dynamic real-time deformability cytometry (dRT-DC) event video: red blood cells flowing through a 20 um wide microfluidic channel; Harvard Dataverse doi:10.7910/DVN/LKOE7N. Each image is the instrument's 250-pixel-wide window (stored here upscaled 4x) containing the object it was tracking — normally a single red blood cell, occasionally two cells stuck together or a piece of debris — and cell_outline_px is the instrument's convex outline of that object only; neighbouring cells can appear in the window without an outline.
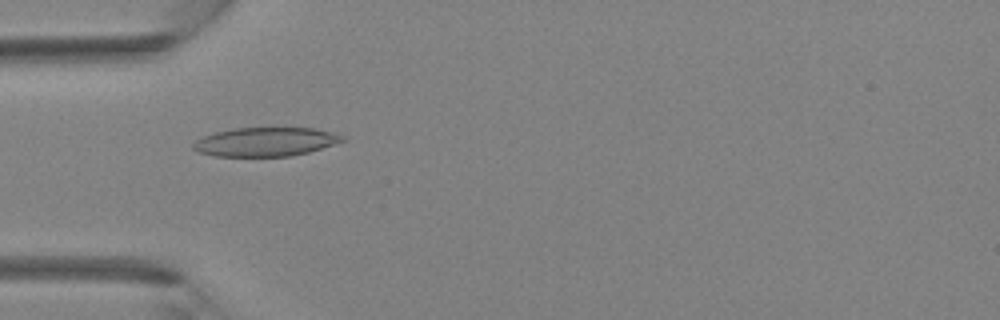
{"species": "Egyptian fruit bat (a non-hibernating species)", "species_latin": "Rousettus aegyptiacus", "temperature_condition": "room temperature", "stored_images_in_passage": 41, "camera_frame_rate_fps": 3000, "um_per_image_px": 0.085, "animal": {"sex": "female"}, "frame": {"image": 1, "passage_image": 13, "time_ms": 4.0, "image_size_px": [1000, 320], "cell_outline_px": [[348, 140], [308, 152], [288, 156], [212, 156], [200, 152], [192, 148], [192, 144], [196, 140], [204, 136], [216, 132], [232, 128], [312, 128], [332, 132], [344, 136]], "centroid_in_image_um": [22.57, 12.05], "position_along_channel_um": 62.4, "area_um2": 25.03}}
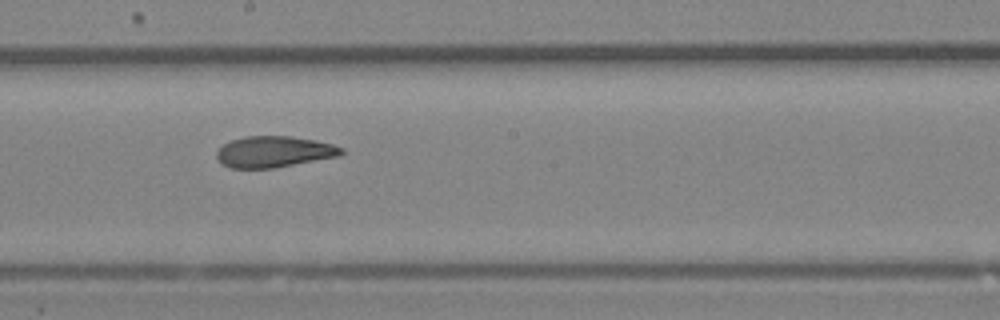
{"frame": {"image": 2, "passage_image": 23, "time_ms": 7.333, "image_size_px": [1000, 320], "cell_outline_px": [[344, 152], [340, 156], [272, 168], [232, 168], [220, 164], [216, 156], [216, 152], [224, 144], [232, 140], [244, 136], [292, 136], [316, 140], [332, 144], [344, 148]], "centroid_in_image_um": [23.3, 12.89], "position_along_channel_um": 224.9, "area_um2": 22.72}}
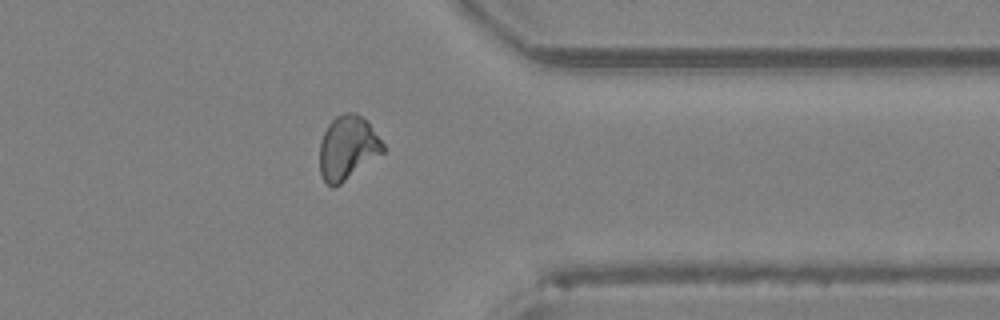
{"frame": {"image": 3, "passage_image": 33, "time_ms": 10.667, "image_size_px": [1000, 320], "cell_outline_px": [[384, 152], [340, 184], [332, 188], [324, 180], [320, 172], [320, 140], [328, 124], [336, 116], [344, 112], [356, 112], [368, 124], [384, 144]], "centroid_in_image_um": [29.52, 12.56], "position_along_channel_um": 381.9, "area_um2": 23.29}}